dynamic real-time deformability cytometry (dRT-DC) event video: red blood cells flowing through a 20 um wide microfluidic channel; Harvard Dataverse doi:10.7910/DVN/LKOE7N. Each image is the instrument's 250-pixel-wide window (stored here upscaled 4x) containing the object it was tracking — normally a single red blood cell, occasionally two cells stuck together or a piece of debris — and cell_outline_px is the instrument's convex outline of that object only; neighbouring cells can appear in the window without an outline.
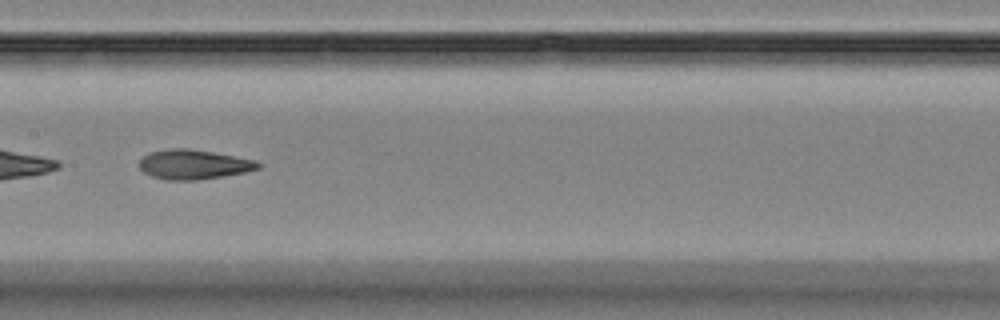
{"species": "Egyptian fruit bat (a non-hibernating species)", "species_latin": "Rousettus aegyptiacus", "temperature_condition": "room temperature", "stored_images_in_passage": 51, "segment_of_instrument_passage": [2, 2], "camera_frame_rate_fps": 3000, "um_per_image_px": 0.085, "animal": {"sex": "female"}, "frame": {"image": 1, "passage_image": 27, "time_ms": 8.667, "image_size_px": [1000, 320], "cell_outline_px": [[260, 168], [244, 172], [196, 180], [168, 180], [152, 176], [144, 172], [140, 168], [140, 160], [144, 156], [152, 152], [168, 148], [188, 148], [212, 152], [256, 160], [260, 164]], "centroid_in_image_um": [16.45, 13.97], "position_along_channel_um": 191.0, "area_um2": 20.17}}
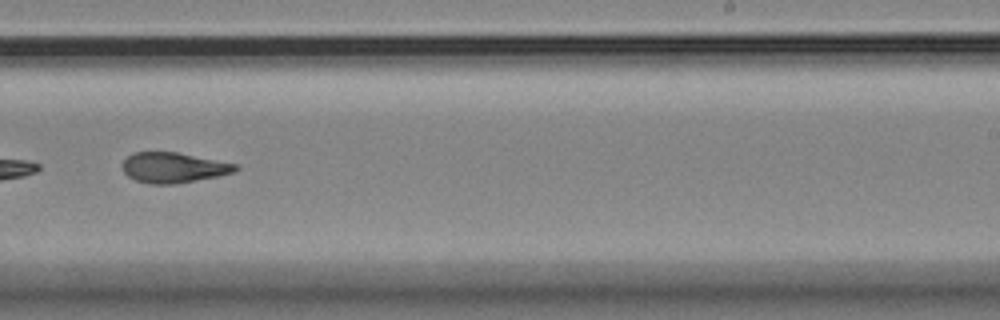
{"frame": {"image": 2, "passage_image": 34, "time_ms": 11.0, "image_size_px": [1000, 320], "cell_outline_px": [[240, 168], [236, 172], [176, 184], [152, 184], [136, 180], [128, 176], [124, 172], [120, 164], [132, 152], [176, 152], [236, 164]], "centroid_in_image_um": [14.71, 14.24], "position_along_channel_um": 274.3, "area_um2": 19.88}}
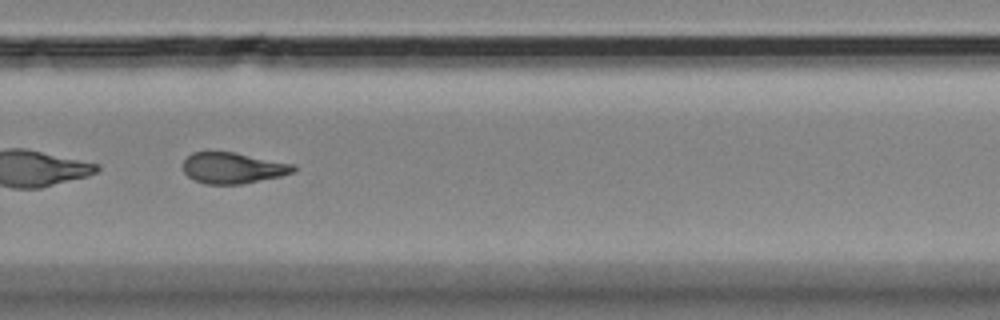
{"frame": {"image": 3, "passage_image": 37, "time_ms": 12.0, "image_size_px": [1000, 320], "cell_outline_px": [[296, 168], [292, 172], [280, 176], [240, 184], [208, 184], [196, 180], [188, 176], [184, 172], [184, 160], [192, 152], [208, 148], [236, 152], [292, 164]], "centroid_in_image_um": [19.72, 14.22], "position_along_channel_um": 310.1, "area_um2": 20.23}}